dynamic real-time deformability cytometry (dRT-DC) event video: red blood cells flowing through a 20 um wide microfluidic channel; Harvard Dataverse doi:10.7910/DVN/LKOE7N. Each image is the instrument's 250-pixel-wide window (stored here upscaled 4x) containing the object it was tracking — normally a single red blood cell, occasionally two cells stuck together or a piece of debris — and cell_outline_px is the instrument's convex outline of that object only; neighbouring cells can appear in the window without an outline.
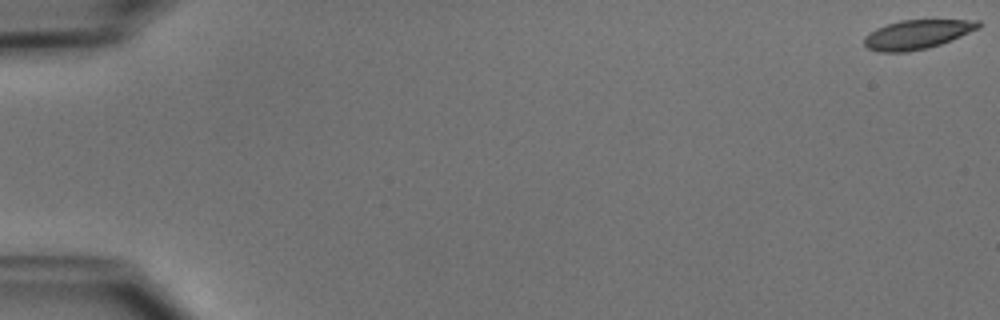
{"species": "common noctule bat (a hibernating species)", "species_latin": "Nyctalus noctula", "temperature_condition": "cold", "stored_images_in_passage": 52, "camera_frame_rate_fps": 3000, "um_per_image_px": 0.085, "animal": {"sex": "male", "body_mass_g": 15.6}, "frame": {"image": 1, "passage_image": 1, "time_ms": 0.0, "image_size_px": [1000, 320], "cell_outline_px": [[980, 28], [940, 44], [928, 48], [908, 52], [880, 52], [868, 48], [864, 44], [864, 36], [868, 32], [876, 28], [900, 20], [980, 20]], "centroid_in_image_um": [77.93, 2.93], "position_along_channel_um": 7.1, "area_um2": 19.36}}
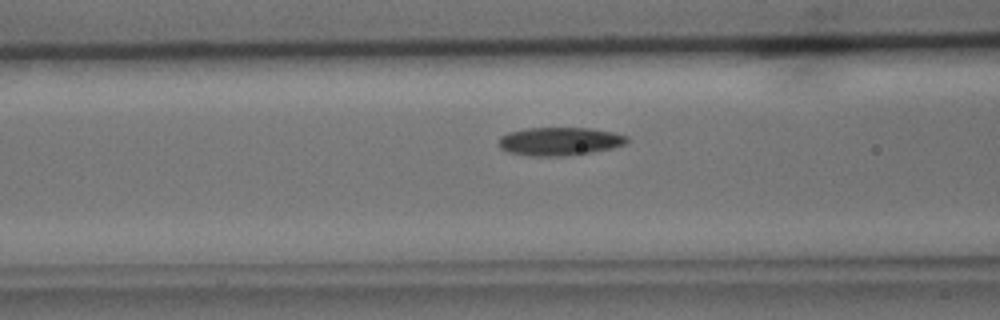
{"frame": {"image": 2, "passage_image": 22, "time_ms": 7.0, "image_size_px": [1000, 320], "cell_outline_px": [[628, 140], [624, 144], [612, 148], [592, 152], [564, 156], [528, 156], [508, 152], [500, 148], [500, 136], [508, 132], [524, 128], [592, 128], [612, 132], [628, 136]], "centroid_in_image_um": [47.55, 12.01], "position_along_channel_um": 119.1, "area_um2": 21.15}}
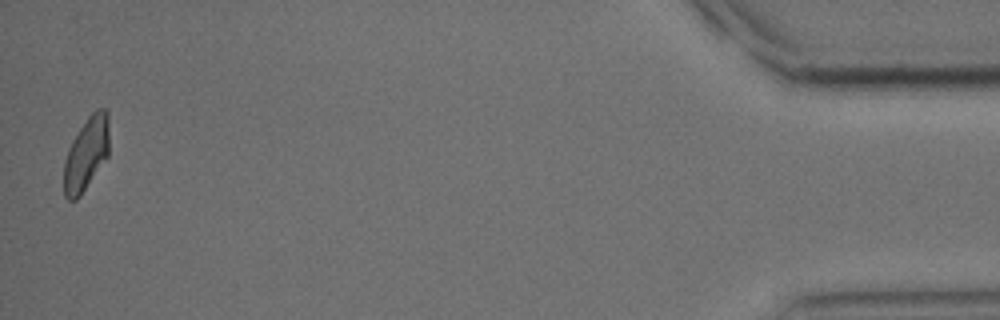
{"frame": {"image": 3, "passage_image": 52, "time_ms": 17.0, "image_size_px": [1000, 320], "cell_outline_px": [[108, 156], [80, 196], [76, 200], [68, 200], [64, 196], [64, 160], [68, 148], [72, 140], [88, 116], [96, 108], [108, 108]], "centroid_in_image_um": [7.33, 13.06], "position_along_channel_um": 427.9, "area_um2": 19.36}, "authors_computed_cell_mechanics": {"area_um2": 20.5768, "velocity_mm_per_s": 3.9115, "shape_relaxation_time_tau1_ms": 3.9657, "shape_relaxation_time_tau2_ms": 5.55, "deformation_change_tau1": 0.1077, "deformation_change_tau2": 0.1098}}